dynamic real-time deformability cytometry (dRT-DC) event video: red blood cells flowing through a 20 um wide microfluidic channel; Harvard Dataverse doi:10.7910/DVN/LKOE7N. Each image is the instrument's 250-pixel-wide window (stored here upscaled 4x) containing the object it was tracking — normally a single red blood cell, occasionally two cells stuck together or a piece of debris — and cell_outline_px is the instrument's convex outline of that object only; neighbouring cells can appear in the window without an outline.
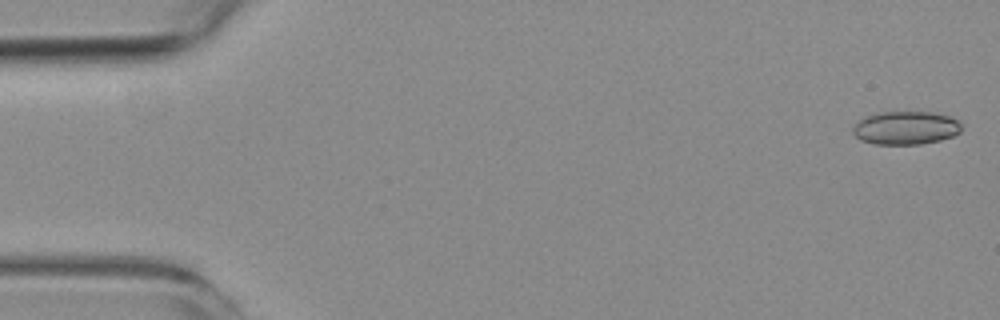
{"species": "common noctule bat (a hibernating species)", "species_latin": "Nyctalus noctula", "temperature_condition": "room temperature", "stored_images_in_passage": 5, "camera_frame_rate_fps": 3000, "um_per_image_px": 0.085, "animal": {"sex": "female", "body_mass_g": 19.3, "forearm_length_mm": 54.1}, "frame": {"image": 1, "passage_image": 1, "time_ms": 0.0, "image_size_px": [1000, 320], "cell_outline_px": [[960, 132], [952, 136], [940, 140], [920, 144], [876, 144], [860, 140], [852, 132], [852, 128], [864, 116], [880, 112], [932, 112], [948, 116], [960, 120]], "centroid_in_image_um": [76.98, 10.87], "position_along_channel_um": 8.0, "area_um2": 21.04}}
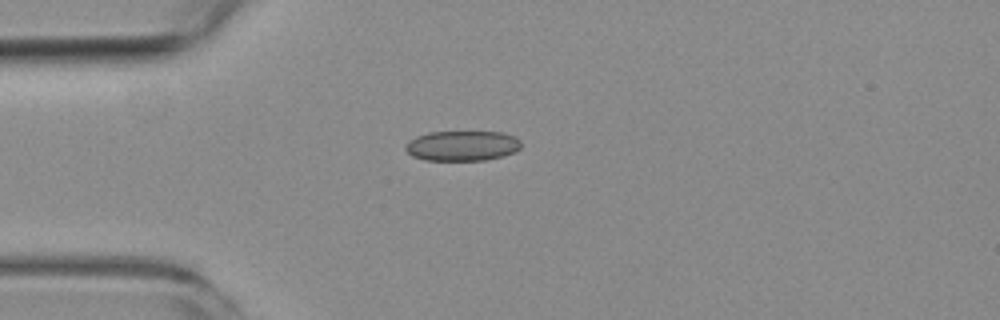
{"frame": {"image": 2, "passage_image": 4, "time_ms": 4.333, "image_size_px": [1000, 320], "cell_outline_px": [[520, 148], [516, 152], [504, 156], [484, 160], [424, 160], [412, 156], [404, 148], [416, 136], [428, 132], [500, 132], [516, 136], [520, 140]], "centroid_in_image_um": [39.33, 12.39], "position_along_channel_um": 45.7, "area_um2": 20.29}}